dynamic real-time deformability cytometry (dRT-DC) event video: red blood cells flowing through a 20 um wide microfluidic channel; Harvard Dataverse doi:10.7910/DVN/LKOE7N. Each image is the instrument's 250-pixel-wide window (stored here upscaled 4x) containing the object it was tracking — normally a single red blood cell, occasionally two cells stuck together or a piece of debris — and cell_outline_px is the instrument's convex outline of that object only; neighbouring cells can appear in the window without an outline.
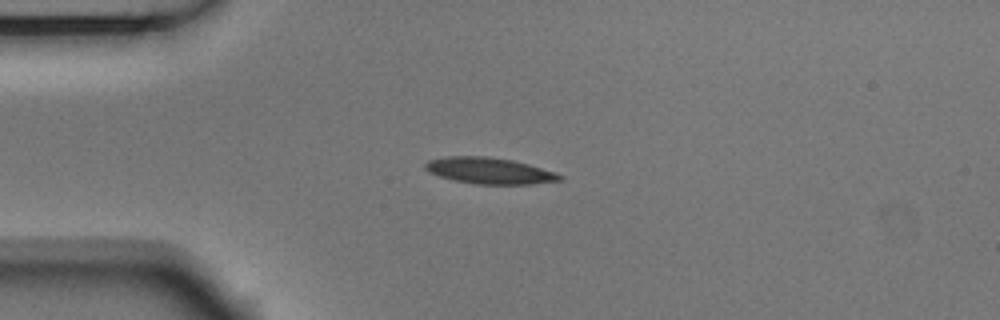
{"species": "Egyptian fruit bat (a non-hibernating species)", "species_latin": "Rousettus aegyptiacus", "temperature_condition": "room temperature", "stored_images_in_passage": 3, "camera_frame_rate_fps": 3000, "um_per_image_px": 0.085, "animal": {"sex": "male"}, "frame": {"image": 1, "passage_image": 3, "time_ms": 0.667, "image_size_px": [1000, 320], "cell_outline_px": [[564, 176], [560, 180], [532, 184], [476, 184], [452, 180], [428, 172], [424, 168], [424, 164], [428, 160], [448, 156], [484, 156], [512, 160], [528, 164], [556, 172]], "centroid_in_image_um": [41.58, 14.51], "position_along_channel_um": 43.4, "area_um2": 20.58}}